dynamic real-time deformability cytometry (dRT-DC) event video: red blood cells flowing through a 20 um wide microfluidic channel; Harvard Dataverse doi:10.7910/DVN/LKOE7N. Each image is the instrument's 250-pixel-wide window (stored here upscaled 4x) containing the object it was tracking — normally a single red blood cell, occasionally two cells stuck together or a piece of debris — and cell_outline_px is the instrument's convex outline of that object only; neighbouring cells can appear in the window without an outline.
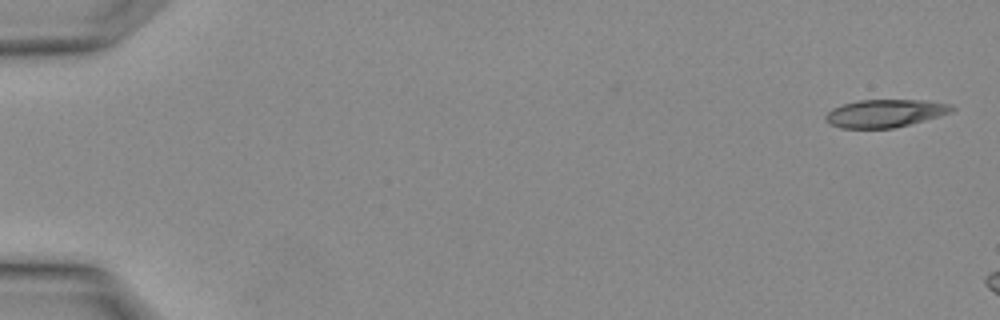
{"species": "Egyptian fruit bat (a non-hibernating species)", "species_latin": "Rousettus aegyptiacus", "temperature_condition": "warm", "stored_images_in_passage": 3, "segment_of_instrument_passage": [2, 2], "camera_frame_rate_fps": 3000, "um_per_image_px": 0.085, "animal": {"sex": "female"}, "frame": {"image": 1, "passage_image": 3, "time_ms": 0.667, "image_size_px": [1000, 320], "cell_outline_px": [[956, 108], [952, 112], [924, 120], [892, 128], [840, 128], [828, 124], [824, 120], [824, 116], [832, 108], [844, 104], [860, 100], [924, 100], [948, 104]], "centroid_in_image_um": [75.18, 9.63], "position_along_channel_um": 9.8, "area_um2": 20.35}}